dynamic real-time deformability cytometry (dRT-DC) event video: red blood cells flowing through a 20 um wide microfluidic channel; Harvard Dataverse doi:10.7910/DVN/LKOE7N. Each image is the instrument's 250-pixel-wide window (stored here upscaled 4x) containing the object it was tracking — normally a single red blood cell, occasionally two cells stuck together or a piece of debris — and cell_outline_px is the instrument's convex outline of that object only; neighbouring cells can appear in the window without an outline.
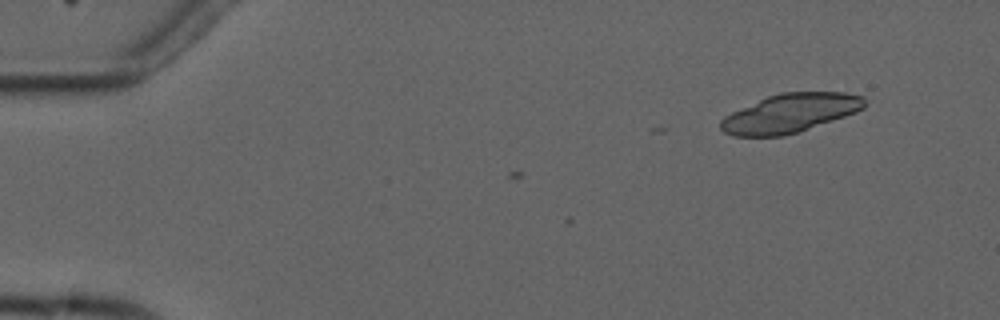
{"species": "common noctule bat (a hibernating species)", "species_latin": "Nyctalus noctula", "temperature_condition": "cold", "stored_images_in_passage": 2, "camera_frame_rate_fps": 3000, "um_per_image_px": 0.085, "animal": {"sex": "male", "forearm_length_mm": 52.5}, "frame": {"image": 1, "passage_image": 2, "time_ms": 1.333, "image_size_px": [1000, 320], "cell_outline_px": [[868, 104], [864, 108], [856, 112], [784, 136], [732, 136], [724, 132], [720, 128], [720, 120], [724, 116], [732, 112], [768, 96], [780, 92], [844, 92], [864, 96], [868, 100]], "centroid_in_image_um": [67.18, 9.61], "position_along_channel_um": 17.8, "area_um2": 32.37}}